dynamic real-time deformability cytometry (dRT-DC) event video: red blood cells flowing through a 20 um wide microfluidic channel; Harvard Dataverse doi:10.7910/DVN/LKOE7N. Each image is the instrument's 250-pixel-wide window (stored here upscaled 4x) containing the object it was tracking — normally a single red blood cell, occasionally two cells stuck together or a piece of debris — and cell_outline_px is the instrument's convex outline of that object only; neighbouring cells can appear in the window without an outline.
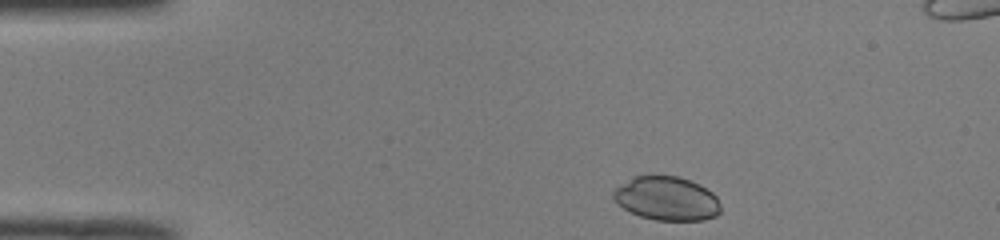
{"species": "common noctule bat (a hibernating species)", "species_latin": "Nyctalus noctula", "temperature_condition": "room temperature", "stored_images_in_passage": 36, "camera_frame_rate_fps": 3000, "um_per_image_px": 0.085, "animal": {"sex": "male", "body_mass_g": 19.0, "forearm_length_mm": 50.8}, "frame": {"image": 1, "passage_image": 1, "time_ms": 0.0, "image_size_px": [1000, 240], "cell_outline_px": [[720, 212], [716, 216], [704, 220], [656, 220], [640, 216], [624, 208], [612, 196], [612, 192], [616, 188], [632, 176], [676, 176], [700, 184], [712, 192], [716, 196], [720, 204]], "centroid_in_image_um": [56.69, 16.87], "position_along_channel_um": 28.3, "area_um2": 27.22}}
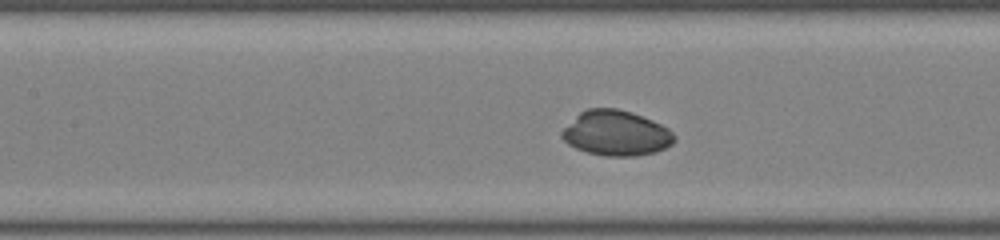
{"frame": {"image": 2, "passage_image": 15, "time_ms": 4.667, "image_size_px": [1000, 240], "cell_outline_px": [[676, 140], [672, 144], [656, 152], [636, 156], [608, 156], [588, 152], [576, 148], [568, 144], [560, 136], [560, 132], [580, 112], [588, 108], [616, 108], [632, 112], [652, 120], [668, 128], [676, 136]], "centroid_in_image_um": [52.38, 11.32], "position_along_channel_um": 155.0, "area_um2": 29.54}}
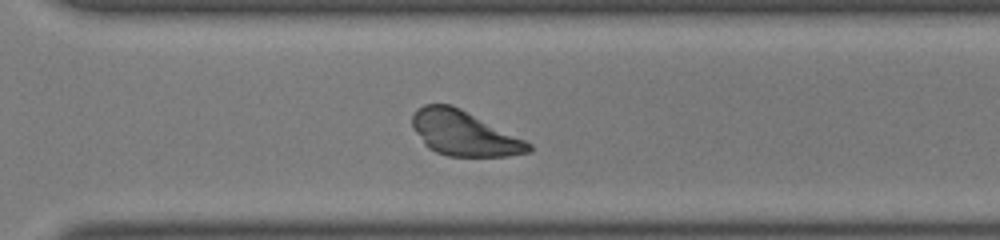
{"frame": {"image": 3, "passage_image": 28, "time_ms": 9.0, "image_size_px": [1000, 240], "cell_outline_px": [[532, 152], [508, 156], [448, 156], [436, 152], [428, 148], [424, 144], [412, 128], [412, 116], [424, 104], [452, 104], [532, 144]], "centroid_in_image_um": [39.42, 11.34], "position_along_channel_um": 331.2, "area_um2": 30.11}, "authors_computed_cell_mechanics": {"area_um2": 29.5069, "velocity_mm_per_s": 4.0663, "shape_relaxation_time_tau1_ms": 1.815, "shape_relaxation_time_tau2_ms": 3.6381, "deformation_change_tau1": 0.0894, "deformation_change_tau2": 0.0955}}